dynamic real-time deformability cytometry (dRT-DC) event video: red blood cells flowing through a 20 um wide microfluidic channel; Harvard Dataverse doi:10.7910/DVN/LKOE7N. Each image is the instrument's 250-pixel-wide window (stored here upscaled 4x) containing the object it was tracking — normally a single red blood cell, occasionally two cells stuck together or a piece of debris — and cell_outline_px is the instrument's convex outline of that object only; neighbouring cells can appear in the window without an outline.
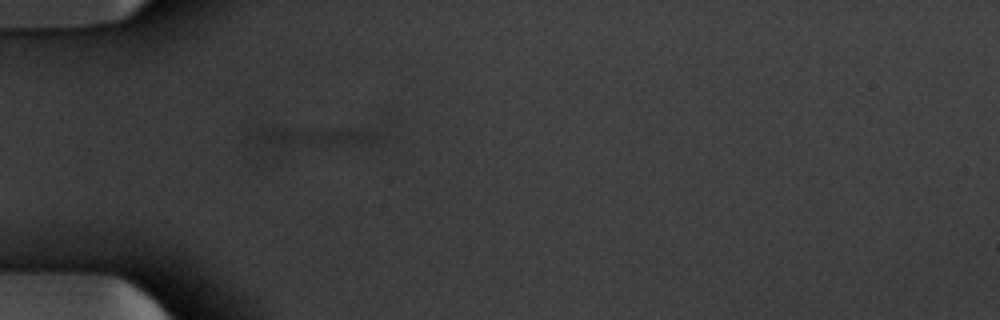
{"species": "common noctule bat (a hibernating species)", "species_latin": "Nyctalus noctula", "temperature_condition": "warm", "stored_images_in_passage": 52, "segment_of_instrument_passage": [2, 4], "camera_frame_rate_fps": 3000, "um_per_image_px": 0.085, "animal": {"sex": "male", "body_mass_g": 20.1, "forearm_length_mm": 53.5}, "frame": {"image": 1, "passage_image": 15, "time_ms": 4.667, "image_size_px": [1000, 320], "cell_outline_px": [[380, 136], [376, 140], [352, 144], [272, 144], [248, 136], [248, 132], [260, 128], [276, 128], [376, 132]], "centroid_in_image_um": [26.47, 11.59], "position_along_channel_um": 58.5, "area_um2": 12.25}}